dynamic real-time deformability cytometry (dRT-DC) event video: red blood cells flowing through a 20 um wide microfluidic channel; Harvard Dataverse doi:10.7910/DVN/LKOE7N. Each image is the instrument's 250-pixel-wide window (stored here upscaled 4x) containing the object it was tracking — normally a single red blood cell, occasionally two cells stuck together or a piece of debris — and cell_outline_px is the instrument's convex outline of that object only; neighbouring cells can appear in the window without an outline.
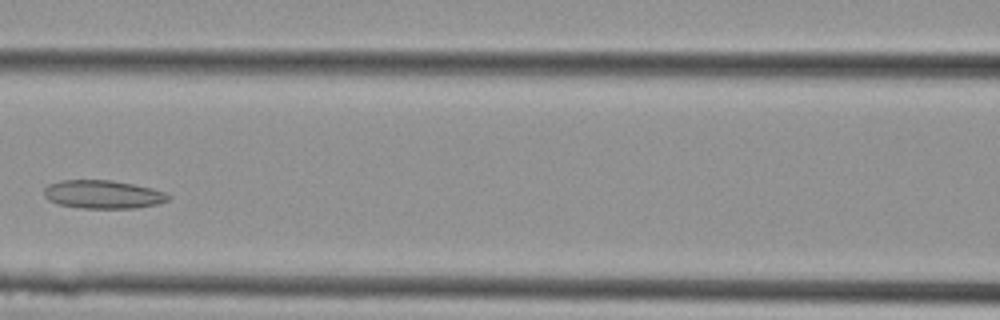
{"species": "Egyptian fruit bat (a non-hibernating species)", "species_latin": "Rousettus aegyptiacus", "temperature_condition": "cold", "stored_images_in_passage": 9, "camera_frame_rate_fps": 3000, "um_per_image_px": 0.085, "animal": {"sex": "female"}, "frame": {"image": 1, "passage_image": 8, "time_ms": 2.333, "image_size_px": [1000, 320], "cell_outline_px": [[168, 200], [156, 204], [136, 208], [80, 208], [56, 204], [48, 200], [44, 196], [44, 188], [48, 184], [60, 180], [112, 180], [152, 188], [168, 192]], "centroid_in_image_um": [8.71, 16.52], "position_along_channel_um": 157.9, "area_um2": 20.63}}